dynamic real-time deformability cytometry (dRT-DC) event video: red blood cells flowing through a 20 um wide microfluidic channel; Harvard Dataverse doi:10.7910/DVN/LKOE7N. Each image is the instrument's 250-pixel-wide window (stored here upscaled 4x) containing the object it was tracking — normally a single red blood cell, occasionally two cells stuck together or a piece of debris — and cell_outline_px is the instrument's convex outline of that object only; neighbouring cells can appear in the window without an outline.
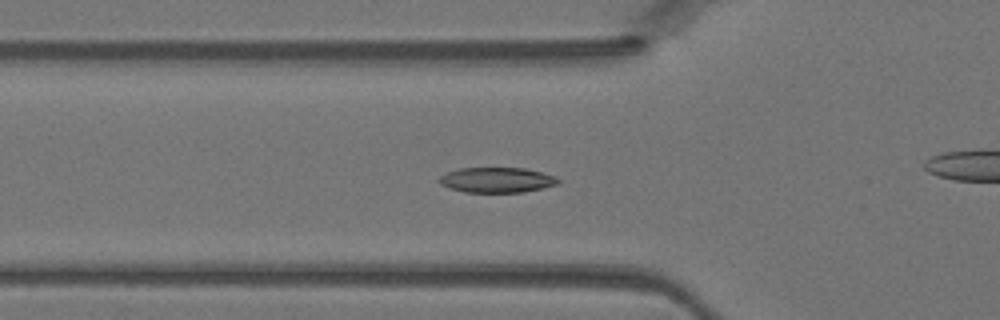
{"species": "Egyptian fruit bat (a non-hibernating species)", "species_latin": "Rousettus aegyptiacus", "temperature_condition": "warm", "stored_images_in_passage": 46, "camera_frame_rate_fps": 3000, "um_per_image_px": 0.085, "animal": {"sex": "female"}, "frame": {"image": 1, "passage_image": 16, "time_ms": 5.0, "image_size_px": [1000, 320], "cell_outline_px": [[560, 184], [524, 192], [464, 192], [448, 188], [440, 184], [436, 180], [440, 176], [448, 172], [460, 168], [524, 168], [556, 176], [560, 180]], "centroid_in_image_um": [42.22, 15.3], "position_along_channel_um": 83.6, "area_um2": 17.57}}
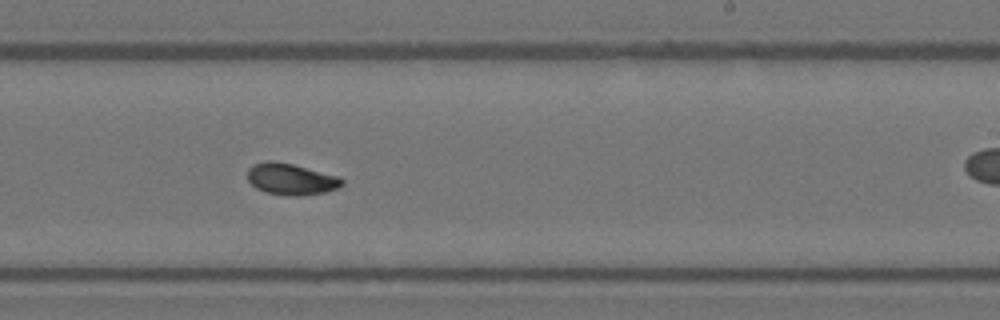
{"frame": {"image": 2, "passage_image": 28, "time_ms": 9.0, "image_size_px": [1000, 320], "cell_outline_px": [[344, 184], [336, 188], [324, 192], [300, 196], [284, 196], [268, 192], [256, 188], [248, 180], [248, 168], [256, 164], [268, 160], [272, 160], [292, 164], [340, 176], [344, 180]], "centroid_in_image_um": [24.76, 15.23], "position_along_channel_um": 264.2, "area_um2": 17.28}}
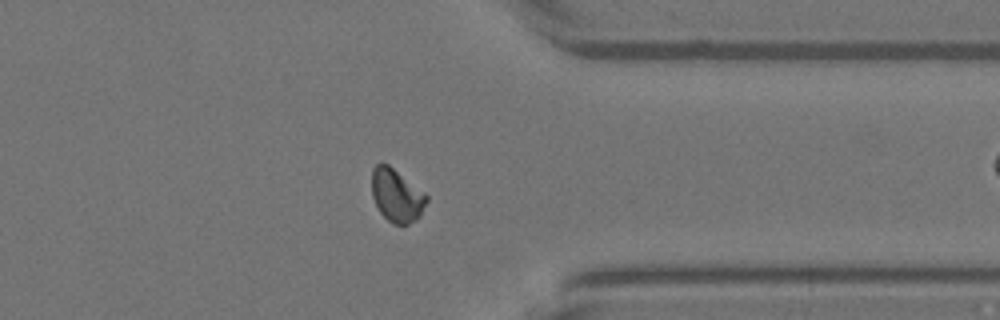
{"frame": {"image": 3, "passage_image": 36, "time_ms": 11.667, "image_size_px": [1000, 320], "cell_outline_px": [[428, 200], [420, 216], [416, 220], [408, 224], [392, 224], [380, 212], [372, 196], [372, 168], [380, 160], [388, 164], [424, 192], [428, 196]], "centroid_in_image_um": [33.71, 16.59], "position_along_channel_um": 377.7, "area_um2": 16.99}}